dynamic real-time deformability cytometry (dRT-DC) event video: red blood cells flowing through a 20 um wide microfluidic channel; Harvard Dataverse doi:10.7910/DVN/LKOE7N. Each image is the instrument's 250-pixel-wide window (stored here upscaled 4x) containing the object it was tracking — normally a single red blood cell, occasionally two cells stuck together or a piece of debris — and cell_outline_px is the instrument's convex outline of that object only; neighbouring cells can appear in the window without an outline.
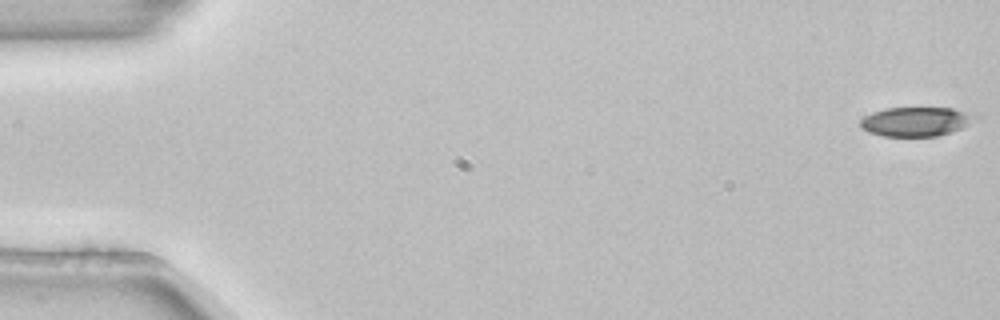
{"species": "common noctule bat (a hibernating species)", "species_latin": "Nyctalus noctula", "temperature_condition": "room temperature", "stored_images_in_passage": 4, "camera_frame_rate_fps": 3000, "um_per_image_px": 0.085, "animal": {"sex": "female", "body_mass_g": 22.7, "forearm_length_mm": 54.2}, "frame": {"image": 1, "passage_image": 1, "time_ms": 0.0, "image_size_px": [1000, 320], "cell_outline_px": [[972, 120], [968, 124], [952, 132], [936, 136], [884, 136], [868, 132], [860, 128], [860, 120], [864, 116], [872, 112], [884, 108], [952, 108], [964, 112], [972, 116]], "centroid_in_image_um": [77.73, 10.34], "position_along_channel_um": 7.3, "area_um2": 19.19}}
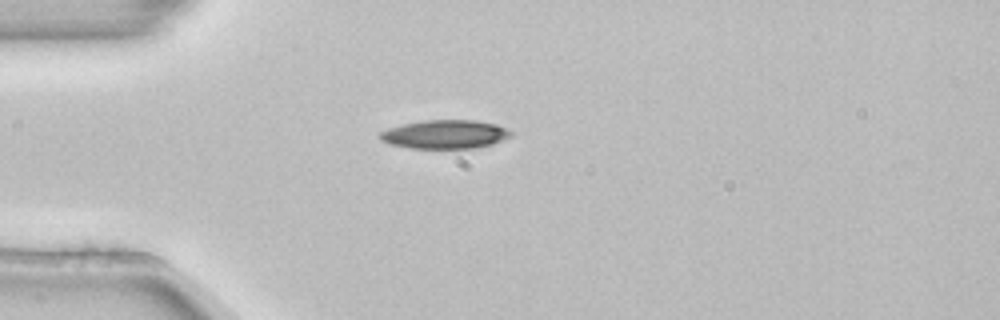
{"frame": {"image": 2, "passage_image": 4, "time_ms": 1.0, "image_size_px": [1000, 320], "cell_outline_px": [[512, 136], [492, 144], [476, 148], [412, 148], [388, 144], [380, 140], [376, 136], [380, 132], [388, 128], [404, 124], [424, 120], [476, 120], [496, 124], [512, 132]], "centroid_in_image_um": [37.79, 11.42], "position_along_channel_um": 47.2, "area_um2": 21.96}}